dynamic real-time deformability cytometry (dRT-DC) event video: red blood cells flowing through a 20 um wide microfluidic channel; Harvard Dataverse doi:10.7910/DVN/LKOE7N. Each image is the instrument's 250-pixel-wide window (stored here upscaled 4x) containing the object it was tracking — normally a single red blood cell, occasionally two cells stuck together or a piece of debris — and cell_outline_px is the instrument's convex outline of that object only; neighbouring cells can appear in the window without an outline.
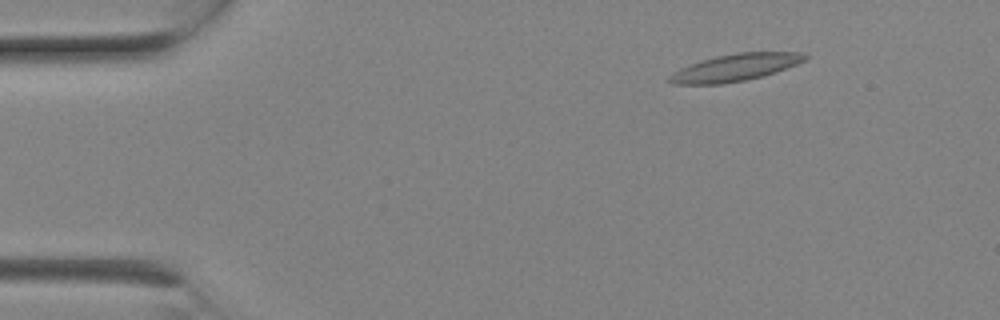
{"species": "Egyptian fruit bat (a non-hibernating species)", "species_latin": "Rousettus aegyptiacus", "temperature_condition": "room temperature", "stored_images_in_passage": 9, "camera_frame_rate_fps": 3000, "um_per_image_px": 0.085, "animal": {"sex": "female"}, "frame": {"image": 1, "passage_image": 2, "time_ms": 0.333, "image_size_px": [1000, 320], "cell_outline_px": [[808, 60], [764, 76], [724, 84], [672, 84], [664, 80], [672, 72], [680, 68], [716, 56], [740, 52], [800, 52], [808, 56]], "centroid_in_image_um": [62.48, 5.75], "position_along_channel_um": 22.5, "area_um2": 21.44}}
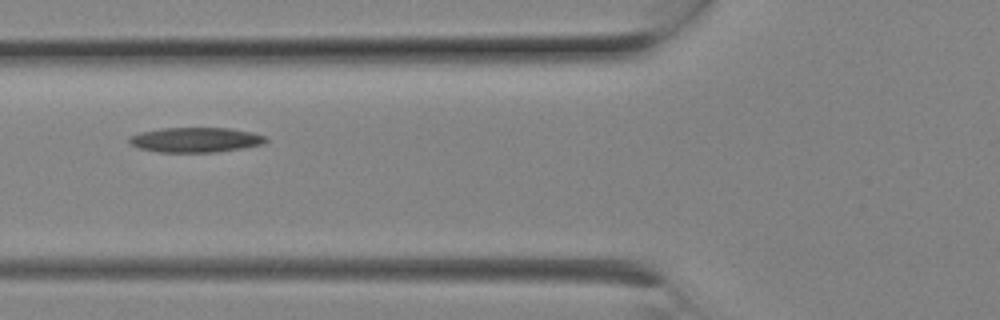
{"frame": {"image": 2, "passage_image": 7, "time_ms": 2.0, "image_size_px": [1000, 320], "cell_outline_px": [[268, 140], [264, 144], [216, 152], [160, 152], [140, 148], [132, 144], [128, 140], [128, 136], [140, 132], [160, 128], [228, 128], [252, 132], [264, 136]], "centroid_in_image_um": [16.61, 11.88], "position_along_channel_um": 109.2, "area_um2": 19.71}}
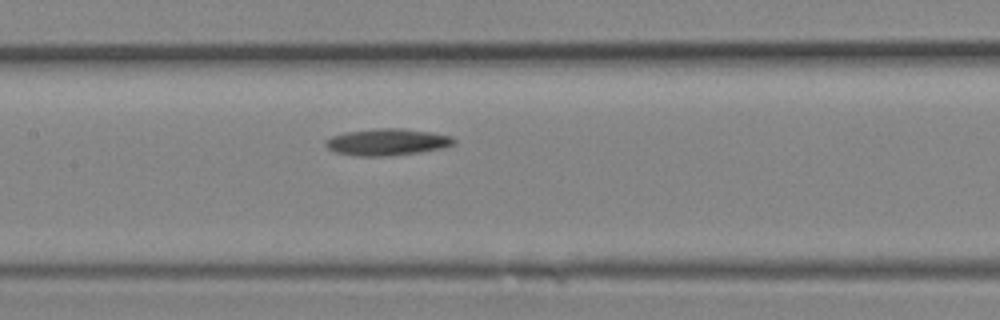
{"frame": {"image": 3, "passage_image": 9, "time_ms": 2.667, "image_size_px": [1000, 320], "cell_outline_px": [[456, 144], [444, 148], [420, 152], [392, 156], [356, 156], [336, 152], [328, 148], [324, 144], [324, 140], [332, 136], [344, 132], [380, 128], [400, 128], [432, 132], [452, 136], [456, 140]], "centroid_in_image_um": [32.93, 12.07], "position_along_channel_um": 174.5, "area_um2": 20.23}}